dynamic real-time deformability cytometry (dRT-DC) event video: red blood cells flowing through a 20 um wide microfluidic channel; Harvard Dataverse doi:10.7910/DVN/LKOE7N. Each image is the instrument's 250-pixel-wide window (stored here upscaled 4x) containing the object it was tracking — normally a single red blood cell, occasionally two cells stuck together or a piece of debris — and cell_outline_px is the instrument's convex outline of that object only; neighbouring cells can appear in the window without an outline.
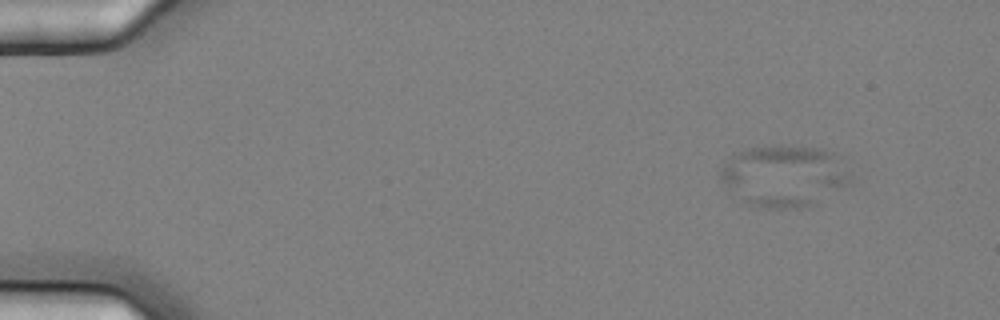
{"species": "common noctule bat (a hibernating species)", "species_latin": "Nyctalus noctula", "temperature_condition": "cold", "stored_images_in_passage": 5, "camera_frame_rate_fps": 3000, "um_per_image_px": 0.085, "animal": {"sex": "female", "body_mass_g": 25.1}, "frame": {"image": 1, "passage_image": 1, "time_ms": 0.0, "image_size_px": [1000, 320], "cell_outline_px": [[852, 184], [816, 204], [800, 208], [768, 208], [752, 204], [732, 196], [720, 180], [720, 168], [728, 156], [736, 152], [748, 148], [776, 144], [820, 148], [832, 152], [852, 176]], "centroid_in_image_um": [66.63, 14.94], "position_along_channel_um": 18.4, "area_um2": 47.45}}